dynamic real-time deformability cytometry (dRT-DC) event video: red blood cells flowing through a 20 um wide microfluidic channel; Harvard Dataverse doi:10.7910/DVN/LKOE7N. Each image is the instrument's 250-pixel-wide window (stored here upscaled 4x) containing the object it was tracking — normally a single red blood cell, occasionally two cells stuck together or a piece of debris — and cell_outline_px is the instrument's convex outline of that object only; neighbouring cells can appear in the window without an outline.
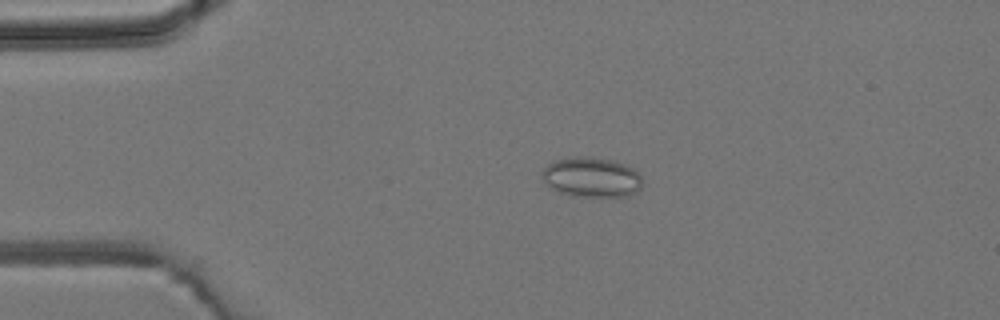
{"species": "common noctule bat (a hibernating species)", "species_latin": "Nyctalus noctula", "temperature_condition": "room temperature", "stored_images_in_passage": 4, "camera_frame_rate_fps": 3000, "um_per_image_px": 0.085, "animal": {"sex": "male", "body_mass_g": 19.2, "forearm_length_mm": 51.8}, "frame": {"image": 1, "passage_image": 2, "time_ms": 1.333, "image_size_px": [1000, 320], "cell_outline_px": [[644, 184], [636, 192], [628, 196], [572, 196], [548, 188], [544, 180], [544, 168], [552, 160], [576, 156], [592, 156], [612, 160], [624, 164], [632, 168], [640, 176]], "centroid_in_image_um": [50.28, 15.06], "position_along_channel_um": 34.7, "area_um2": 23.47}}
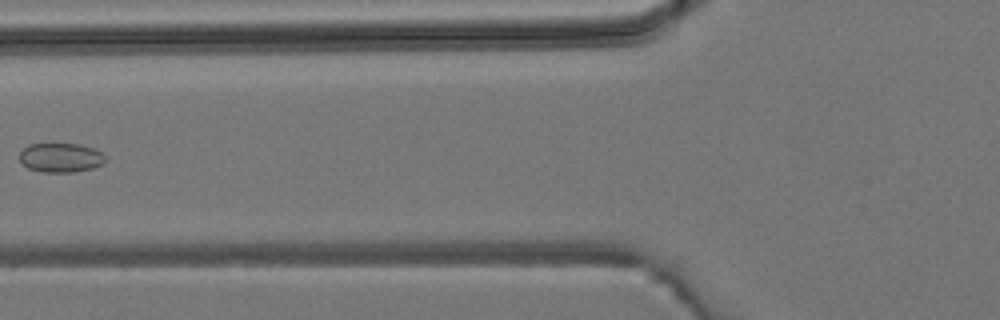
{"frame": {"image": 2, "passage_image": 4, "time_ms": 4.333, "image_size_px": [1000, 320], "cell_outline_px": [[108, 160], [104, 164], [92, 168], [72, 172], [40, 172], [28, 168], [20, 160], [20, 152], [28, 144], [80, 144], [104, 152]], "centroid_in_image_um": [5.21, 13.4], "position_along_channel_um": 120.6, "area_um2": 14.8}}